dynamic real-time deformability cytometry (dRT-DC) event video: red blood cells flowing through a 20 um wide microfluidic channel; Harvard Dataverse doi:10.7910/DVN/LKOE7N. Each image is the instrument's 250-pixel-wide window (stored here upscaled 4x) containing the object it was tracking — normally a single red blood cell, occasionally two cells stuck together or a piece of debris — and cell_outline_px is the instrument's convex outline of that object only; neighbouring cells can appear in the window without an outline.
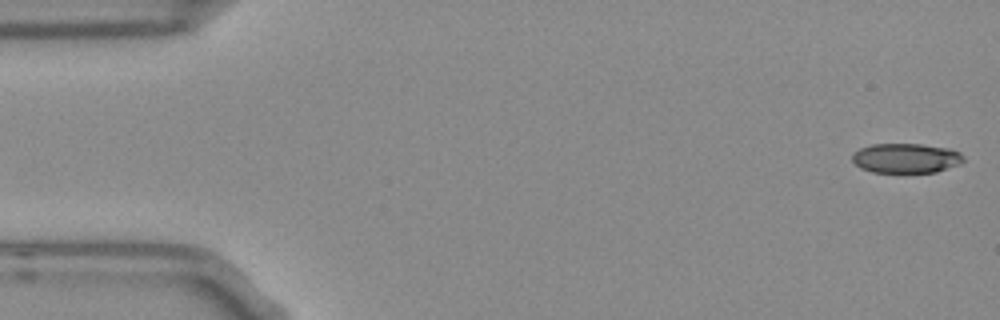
{"species": "Egyptian fruit bat (a non-hibernating species)", "species_latin": "Rousettus aegyptiacus", "temperature_condition": "room temperature", "stored_images_in_passage": 15, "camera_frame_rate_fps": 3000, "um_per_image_px": 0.085, "frame": {"image": 1, "passage_image": 1, "time_ms": 0.0, "image_size_px": [1000, 320], "cell_outline_px": [[964, 160], [960, 164], [936, 172], [872, 172], [860, 168], [852, 160], [852, 152], [860, 148], [872, 144], [920, 144], [948, 148], [960, 152], [964, 156]], "centroid_in_image_um": [77.0, 13.44], "position_along_channel_um": 8.0, "area_um2": 19.31}}
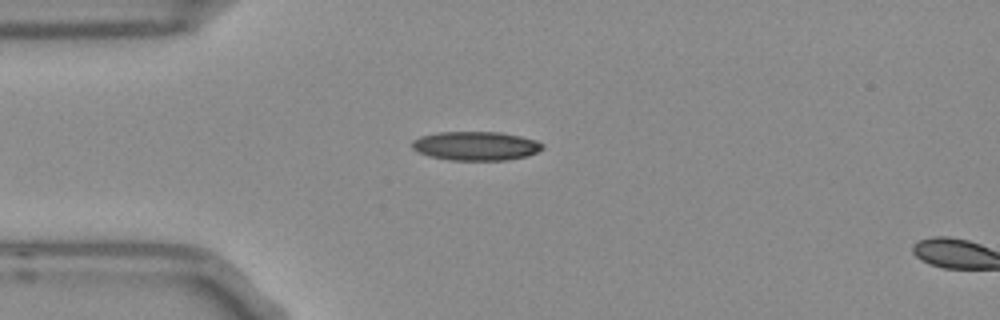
{"frame": {"image": 2, "passage_image": 13, "time_ms": 4.0, "image_size_px": [1000, 320], "cell_outline_px": [[544, 148], [528, 156], [504, 160], [452, 160], [428, 156], [412, 148], [412, 140], [420, 136], [436, 132], [500, 132], [520, 136], [536, 140], [544, 144]], "centroid_in_image_um": [40.45, 12.4], "position_along_channel_um": 44.6, "area_um2": 22.02}}